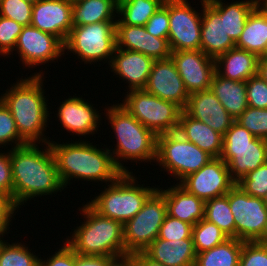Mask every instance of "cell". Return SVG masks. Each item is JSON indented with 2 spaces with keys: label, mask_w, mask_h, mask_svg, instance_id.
I'll return each instance as SVG.
<instances>
[{
  "label": "cell",
  "mask_w": 267,
  "mask_h": 266,
  "mask_svg": "<svg viewBox=\"0 0 267 266\" xmlns=\"http://www.w3.org/2000/svg\"><path fill=\"white\" fill-rule=\"evenodd\" d=\"M15 210H18V208L14 205L12 199L0 194V239L9 230L11 218H14V213H17Z\"/></svg>",
  "instance_id": "c3c4849f"
},
{
  "label": "cell",
  "mask_w": 267,
  "mask_h": 266,
  "mask_svg": "<svg viewBox=\"0 0 267 266\" xmlns=\"http://www.w3.org/2000/svg\"><path fill=\"white\" fill-rule=\"evenodd\" d=\"M126 93V98L120 104L146 128L156 135L178 130L182 112L178 105L152 95L145 89H133Z\"/></svg>",
  "instance_id": "9c48e42d"
},
{
  "label": "cell",
  "mask_w": 267,
  "mask_h": 266,
  "mask_svg": "<svg viewBox=\"0 0 267 266\" xmlns=\"http://www.w3.org/2000/svg\"><path fill=\"white\" fill-rule=\"evenodd\" d=\"M111 257L104 255H82L75 253V266H107Z\"/></svg>",
  "instance_id": "681fc988"
},
{
  "label": "cell",
  "mask_w": 267,
  "mask_h": 266,
  "mask_svg": "<svg viewBox=\"0 0 267 266\" xmlns=\"http://www.w3.org/2000/svg\"><path fill=\"white\" fill-rule=\"evenodd\" d=\"M154 60L140 52L116 48L110 68L119 78L129 83L128 90L144 89Z\"/></svg>",
  "instance_id": "603a6c76"
},
{
  "label": "cell",
  "mask_w": 267,
  "mask_h": 266,
  "mask_svg": "<svg viewBox=\"0 0 267 266\" xmlns=\"http://www.w3.org/2000/svg\"><path fill=\"white\" fill-rule=\"evenodd\" d=\"M116 48L145 54L153 60L168 59L171 48L168 38L154 37L144 26L116 24Z\"/></svg>",
  "instance_id": "d6986e66"
},
{
  "label": "cell",
  "mask_w": 267,
  "mask_h": 266,
  "mask_svg": "<svg viewBox=\"0 0 267 266\" xmlns=\"http://www.w3.org/2000/svg\"><path fill=\"white\" fill-rule=\"evenodd\" d=\"M136 181L137 177L132 172L122 173L87 204L101 216L124 225L141 210L144 202L157 189L154 186H141Z\"/></svg>",
  "instance_id": "8992f818"
},
{
  "label": "cell",
  "mask_w": 267,
  "mask_h": 266,
  "mask_svg": "<svg viewBox=\"0 0 267 266\" xmlns=\"http://www.w3.org/2000/svg\"><path fill=\"white\" fill-rule=\"evenodd\" d=\"M192 225L167 215L160 227L159 239L177 241L192 238Z\"/></svg>",
  "instance_id": "b9f144b4"
},
{
  "label": "cell",
  "mask_w": 267,
  "mask_h": 266,
  "mask_svg": "<svg viewBox=\"0 0 267 266\" xmlns=\"http://www.w3.org/2000/svg\"><path fill=\"white\" fill-rule=\"evenodd\" d=\"M246 92L249 107L267 108V83L258 74L246 81Z\"/></svg>",
  "instance_id": "7bdbcfd3"
},
{
  "label": "cell",
  "mask_w": 267,
  "mask_h": 266,
  "mask_svg": "<svg viewBox=\"0 0 267 266\" xmlns=\"http://www.w3.org/2000/svg\"><path fill=\"white\" fill-rule=\"evenodd\" d=\"M192 238L196 254L212 249L229 239L219 227L204 218L192 227Z\"/></svg>",
  "instance_id": "e575fe53"
},
{
  "label": "cell",
  "mask_w": 267,
  "mask_h": 266,
  "mask_svg": "<svg viewBox=\"0 0 267 266\" xmlns=\"http://www.w3.org/2000/svg\"><path fill=\"white\" fill-rule=\"evenodd\" d=\"M59 177L65 188L70 180L104 181L107 185L123 172L116 166L109 148L101 149L86 140L74 143L49 141ZM108 182V183H107Z\"/></svg>",
  "instance_id": "7a4b0ae2"
},
{
  "label": "cell",
  "mask_w": 267,
  "mask_h": 266,
  "mask_svg": "<svg viewBox=\"0 0 267 266\" xmlns=\"http://www.w3.org/2000/svg\"><path fill=\"white\" fill-rule=\"evenodd\" d=\"M200 2L203 7L200 49L208 57L216 59L236 47V43L225 31L224 15H220V12L208 0Z\"/></svg>",
  "instance_id": "44dd1931"
},
{
  "label": "cell",
  "mask_w": 267,
  "mask_h": 266,
  "mask_svg": "<svg viewBox=\"0 0 267 266\" xmlns=\"http://www.w3.org/2000/svg\"><path fill=\"white\" fill-rule=\"evenodd\" d=\"M154 37L168 38L169 33V0L153 14L144 26Z\"/></svg>",
  "instance_id": "f6af8a7d"
},
{
  "label": "cell",
  "mask_w": 267,
  "mask_h": 266,
  "mask_svg": "<svg viewBox=\"0 0 267 266\" xmlns=\"http://www.w3.org/2000/svg\"><path fill=\"white\" fill-rule=\"evenodd\" d=\"M263 201H264V203H265L266 206H267V193L265 194V196H264V198H263Z\"/></svg>",
  "instance_id": "6f0895ef"
},
{
  "label": "cell",
  "mask_w": 267,
  "mask_h": 266,
  "mask_svg": "<svg viewBox=\"0 0 267 266\" xmlns=\"http://www.w3.org/2000/svg\"><path fill=\"white\" fill-rule=\"evenodd\" d=\"M135 266H165L150 259L144 252L135 253Z\"/></svg>",
  "instance_id": "816d5d0a"
},
{
  "label": "cell",
  "mask_w": 267,
  "mask_h": 266,
  "mask_svg": "<svg viewBox=\"0 0 267 266\" xmlns=\"http://www.w3.org/2000/svg\"><path fill=\"white\" fill-rule=\"evenodd\" d=\"M204 219L214 223L229 238H235V222L227 194L205 201Z\"/></svg>",
  "instance_id": "836d02e7"
},
{
  "label": "cell",
  "mask_w": 267,
  "mask_h": 266,
  "mask_svg": "<svg viewBox=\"0 0 267 266\" xmlns=\"http://www.w3.org/2000/svg\"><path fill=\"white\" fill-rule=\"evenodd\" d=\"M258 75L267 83V60L259 58L258 63Z\"/></svg>",
  "instance_id": "f5cc1de1"
},
{
  "label": "cell",
  "mask_w": 267,
  "mask_h": 266,
  "mask_svg": "<svg viewBox=\"0 0 267 266\" xmlns=\"http://www.w3.org/2000/svg\"><path fill=\"white\" fill-rule=\"evenodd\" d=\"M179 185L204 201L226 195L236 182L231 178L227 164L220 158H212L197 172L191 173Z\"/></svg>",
  "instance_id": "5bb4252c"
},
{
  "label": "cell",
  "mask_w": 267,
  "mask_h": 266,
  "mask_svg": "<svg viewBox=\"0 0 267 266\" xmlns=\"http://www.w3.org/2000/svg\"><path fill=\"white\" fill-rule=\"evenodd\" d=\"M258 63V56L234 47L215 59V72L226 79L246 82L258 74Z\"/></svg>",
  "instance_id": "484cf974"
},
{
  "label": "cell",
  "mask_w": 267,
  "mask_h": 266,
  "mask_svg": "<svg viewBox=\"0 0 267 266\" xmlns=\"http://www.w3.org/2000/svg\"><path fill=\"white\" fill-rule=\"evenodd\" d=\"M227 198L235 222V238L244 242L257 241L267 222V206L263 198L245 193L235 185Z\"/></svg>",
  "instance_id": "7c38bea8"
},
{
  "label": "cell",
  "mask_w": 267,
  "mask_h": 266,
  "mask_svg": "<svg viewBox=\"0 0 267 266\" xmlns=\"http://www.w3.org/2000/svg\"><path fill=\"white\" fill-rule=\"evenodd\" d=\"M14 50L24 66L29 68L56 60L65 52L64 43L58 37L32 25L23 27Z\"/></svg>",
  "instance_id": "9a60e30c"
},
{
  "label": "cell",
  "mask_w": 267,
  "mask_h": 266,
  "mask_svg": "<svg viewBox=\"0 0 267 266\" xmlns=\"http://www.w3.org/2000/svg\"><path fill=\"white\" fill-rule=\"evenodd\" d=\"M189 94L208 90L215 74V59L201 49L172 51L171 56Z\"/></svg>",
  "instance_id": "2e32d148"
},
{
  "label": "cell",
  "mask_w": 267,
  "mask_h": 266,
  "mask_svg": "<svg viewBox=\"0 0 267 266\" xmlns=\"http://www.w3.org/2000/svg\"><path fill=\"white\" fill-rule=\"evenodd\" d=\"M257 7L267 15V0H256ZM263 3V4H262ZM262 5V6H261Z\"/></svg>",
  "instance_id": "11a10c76"
},
{
  "label": "cell",
  "mask_w": 267,
  "mask_h": 266,
  "mask_svg": "<svg viewBox=\"0 0 267 266\" xmlns=\"http://www.w3.org/2000/svg\"><path fill=\"white\" fill-rule=\"evenodd\" d=\"M30 25L65 43L72 28V3L69 0L36 1Z\"/></svg>",
  "instance_id": "ac0fdd59"
},
{
  "label": "cell",
  "mask_w": 267,
  "mask_h": 266,
  "mask_svg": "<svg viewBox=\"0 0 267 266\" xmlns=\"http://www.w3.org/2000/svg\"><path fill=\"white\" fill-rule=\"evenodd\" d=\"M236 47L255 54L259 58L267 48V15L256 7L248 16Z\"/></svg>",
  "instance_id": "f546056e"
},
{
  "label": "cell",
  "mask_w": 267,
  "mask_h": 266,
  "mask_svg": "<svg viewBox=\"0 0 267 266\" xmlns=\"http://www.w3.org/2000/svg\"><path fill=\"white\" fill-rule=\"evenodd\" d=\"M163 4L164 0H118L116 24L145 26Z\"/></svg>",
  "instance_id": "d6a6232c"
},
{
  "label": "cell",
  "mask_w": 267,
  "mask_h": 266,
  "mask_svg": "<svg viewBox=\"0 0 267 266\" xmlns=\"http://www.w3.org/2000/svg\"><path fill=\"white\" fill-rule=\"evenodd\" d=\"M107 108V109H106ZM105 108L106 117L116 135V147L109 149L116 166L123 172L129 173L123 166L125 160L145 161L151 164L156 160L157 135L134 118L124 106L114 104ZM120 159V160H119ZM122 159V160H121Z\"/></svg>",
  "instance_id": "277c9868"
},
{
  "label": "cell",
  "mask_w": 267,
  "mask_h": 266,
  "mask_svg": "<svg viewBox=\"0 0 267 266\" xmlns=\"http://www.w3.org/2000/svg\"><path fill=\"white\" fill-rule=\"evenodd\" d=\"M256 242L267 246V222L261 237Z\"/></svg>",
  "instance_id": "db71d44e"
},
{
  "label": "cell",
  "mask_w": 267,
  "mask_h": 266,
  "mask_svg": "<svg viewBox=\"0 0 267 266\" xmlns=\"http://www.w3.org/2000/svg\"><path fill=\"white\" fill-rule=\"evenodd\" d=\"M235 121L254 136L267 140V108L259 109L248 106Z\"/></svg>",
  "instance_id": "74e56055"
},
{
  "label": "cell",
  "mask_w": 267,
  "mask_h": 266,
  "mask_svg": "<svg viewBox=\"0 0 267 266\" xmlns=\"http://www.w3.org/2000/svg\"><path fill=\"white\" fill-rule=\"evenodd\" d=\"M243 241L229 238L212 249L198 253L195 266H239Z\"/></svg>",
  "instance_id": "1f68e13d"
},
{
  "label": "cell",
  "mask_w": 267,
  "mask_h": 266,
  "mask_svg": "<svg viewBox=\"0 0 267 266\" xmlns=\"http://www.w3.org/2000/svg\"><path fill=\"white\" fill-rule=\"evenodd\" d=\"M85 218L65 243L77 254L116 256L124 253V228L117 220L98 214L87 203L80 208Z\"/></svg>",
  "instance_id": "5b68a950"
},
{
  "label": "cell",
  "mask_w": 267,
  "mask_h": 266,
  "mask_svg": "<svg viewBox=\"0 0 267 266\" xmlns=\"http://www.w3.org/2000/svg\"><path fill=\"white\" fill-rule=\"evenodd\" d=\"M43 145L45 149L39 148L36 143H26L10 150L13 203L17 208L29 199L56 194L65 188L49 143Z\"/></svg>",
  "instance_id": "6da1fadb"
},
{
  "label": "cell",
  "mask_w": 267,
  "mask_h": 266,
  "mask_svg": "<svg viewBox=\"0 0 267 266\" xmlns=\"http://www.w3.org/2000/svg\"><path fill=\"white\" fill-rule=\"evenodd\" d=\"M167 216L165 197L156 189L144 202L141 210L124 225V253H138L158 238Z\"/></svg>",
  "instance_id": "8fae6325"
},
{
  "label": "cell",
  "mask_w": 267,
  "mask_h": 266,
  "mask_svg": "<svg viewBox=\"0 0 267 266\" xmlns=\"http://www.w3.org/2000/svg\"><path fill=\"white\" fill-rule=\"evenodd\" d=\"M116 49V21H105L72 27L64 43L69 51L85 63L108 61ZM99 60V61H98Z\"/></svg>",
  "instance_id": "30bf717a"
},
{
  "label": "cell",
  "mask_w": 267,
  "mask_h": 266,
  "mask_svg": "<svg viewBox=\"0 0 267 266\" xmlns=\"http://www.w3.org/2000/svg\"><path fill=\"white\" fill-rule=\"evenodd\" d=\"M144 253L165 266H195L197 256L193 239L167 241L157 238Z\"/></svg>",
  "instance_id": "d4e9b609"
},
{
  "label": "cell",
  "mask_w": 267,
  "mask_h": 266,
  "mask_svg": "<svg viewBox=\"0 0 267 266\" xmlns=\"http://www.w3.org/2000/svg\"><path fill=\"white\" fill-rule=\"evenodd\" d=\"M220 158L227 164L231 178L237 182L267 162V140L254 136L235 121L223 135Z\"/></svg>",
  "instance_id": "52a82bcc"
},
{
  "label": "cell",
  "mask_w": 267,
  "mask_h": 266,
  "mask_svg": "<svg viewBox=\"0 0 267 266\" xmlns=\"http://www.w3.org/2000/svg\"><path fill=\"white\" fill-rule=\"evenodd\" d=\"M57 109L59 110L56 115L62 127L78 136L95 134L101 123L99 111L80 97L69 96Z\"/></svg>",
  "instance_id": "7402d4cb"
},
{
  "label": "cell",
  "mask_w": 267,
  "mask_h": 266,
  "mask_svg": "<svg viewBox=\"0 0 267 266\" xmlns=\"http://www.w3.org/2000/svg\"><path fill=\"white\" fill-rule=\"evenodd\" d=\"M239 266H267V246L243 241Z\"/></svg>",
  "instance_id": "ee69618b"
},
{
  "label": "cell",
  "mask_w": 267,
  "mask_h": 266,
  "mask_svg": "<svg viewBox=\"0 0 267 266\" xmlns=\"http://www.w3.org/2000/svg\"><path fill=\"white\" fill-rule=\"evenodd\" d=\"M261 58L263 60H267V48H266L265 52L263 53V55L261 56Z\"/></svg>",
  "instance_id": "9f6ffc18"
},
{
  "label": "cell",
  "mask_w": 267,
  "mask_h": 266,
  "mask_svg": "<svg viewBox=\"0 0 267 266\" xmlns=\"http://www.w3.org/2000/svg\"><path fill=\"white\" fill-rule=\"evenodd\" d=\"M115 13L118 14V0H80L72 4V27L117 21Z\"/></svg>",
  "instance_id": "f1b7e54d"
},
{
  "label": "cell",
  "mask_w": 267,
  "mask_h": 266,
  "mask_svg": "<svg viewBox=\"0 0 267 266\" xmlns=\"http://www.w3.org/2000/svg\"><path fill=\"white\" fill-rule=\"evenodd\" d=\"M187 0H169L168 41L171 51L198 50L201 43L202 10Z\"/></svg>",
  "instance_id": "4fadbf2b"
},
{
  "label": "cell",
  "mask_w": 267,
  "mask_h": 266,
  "mask_svg": "<svg viewBox=\"0 0 267 266\" xmlns=\"http://www.w3.org/2000/svg\"><path fill=\"white\" fill-rule=\"evenodd\" d=\"M72 4L75 3V2H78L80 0H69Z\"/></svg>",
  "instance_id": "91938a15"
},
{
  "label": "cell",
  "mask_w": 267,
  "mask_h": 266,
  "mask_svg": "<svg viewBox=\"0 0 267 266\" xmlns=\"http://www.w3.org/2000/svg\"><path fill=\"white\" fill-rule=\"evenodd\" d=\"M43 79L41 71L28 78H21L0 96L15 120L19 135L27 143L46 144L50 141L49 137L43 135L49 120Z\"/></svg>",
  "instance_id": "3957f363"
},
{
  "label": "cell",
  "mask_w": 267,
  "mask_h": 266,
  "mask_svg": "<svg viewBox=\"0 0 267 266\" xmlns=\"http://www.w3.org/2000/svg\"><path fill=\"white\" fill-rule=\"evenodd\" d=\"M236 185L250 196L264 198L267 193V162L248 172Z\"/></svg>",
  "instance_id": "8d00e7d4"
},
{
  "label": "cell",
  "mask_w": 267,
  "mask_h": 266,
  "mask_svg": "<svg viewBox=\"0 0 267 266\" xmlns=\"http://www.w3.org/2000/svg\"><path fill=\"white\" fill-rule=\"evenodd\" d=\"M40 266H75V252L66 244L52 256L43 260L40 257Z\"/></svg>",
  "instance_id": "7dc6e473"
},
{
  "label": "cell",
  "mask_w": 267,
  "mask_h": 266,
  "mask_svg": "<svg viewBox=\"0 0 267 266\" xmlns=\"http://www.w3.org/2000/svg\"><path fill=\"white\" fill-rule=\"evenodd\" d=\"M210 90L234 119L248 107L245 81L226 79L215 72Z\"/></svg>",
  "instance_id": "83f0119b"
},
{
  "label": "cell",
  "mask_w": 267,
  "mask_h": 266,
  "mask_svg": "<svg viewBox=\"0 0 267 266\" xmlns=\"http://www.w3.org/2000/svg\"><path fill=\"white\" fill-rule=\"evenodd\" d=\"M0 194L13 201V179L10 151L0 153Z\"/></svg>",
  "instance_id": "bcb514c9"
},
{
  "label": "cell",
  "mask_w": 267,
  "mask_h": 266,
  "mask_svg": "<svg viewBox=\"0 0 267 266\" xmlns=\"http://www.w3.org/2000/svg\"><path fill=\"white\" fill-rule=\"evenodd\" d=\"M219 12L224 15L225 31L236 43L243 32L246 20L257 7L256 0L236 1L225 4L223 0H208Z\"/></svg>",
  "instance_id": "4dcf8cb0"
},
{
  "label": "cell",
  "mask_w": 267,
  "mask_h": 266,
  "mask_svg": "<svg viewBox=\"0 0 267 266\" xmlns=\"http://www.w3.org/2000/svg\"><path fill=\"white\" fill-rule=\"evenodd\" d=\"M157 190L165 197L167 215L194 226L204 218L205 201L187 192L178 182L168 189Z\"/></svg>",
  "instance_id": "cb8c5ba5"
},
{
  "label": "cell",
  "mask_w": 267,
  "mask_h": 266,
  "mask_svg": "<svg viewBox=\"0 0 267 266\" xmlns=\"http://www.w3.org/2000/svg\"><path fill=\"white\" fill-rule=\"evenodd\" d=\"M107 266H135V253H123L112 256Z\"/></svg>",
  "instance_id": "f907efd6"
},
{
  "label": "cell",
  "mask_w": 267,
  "mask_h": 266,
  "mask_svg": "<svg viewBox=\"0 0 267 266\" xmlns=\"http://www.w3.org/2000/svg\"><path fill=\"white\" fill-rule=\"evenodd\" d=\"M177 132L186 140L208 153L212 158L221 156L223 151V135L202 121L189 117L183 110L179 117Z\"/></svg>",
  "instance_id": "4316f807"
},
{
  "label": "cell",
  "mask_w": 267,
  "mask_h": 266,
  "mask_svg": "<svg viewBox=\"0 0 267 266\" xmlns=\"http://www.w3.org/2000/svg\"><path fill=\"white\" fill-rule=\"evenodd\" d=\"M183 111L222 135L235 122L210 89L189 94Z\"/></svg>",
  "instance_id": "ffe728a7"
},
{
  "label": "cell",
  "mask_w": 267,
  "mask_h": 266,
  "mask_svg": "<svg viewBox=\"0 0 267 266\" xmlns=\"http://www.w3.org/2000/svg\"><path fill=\"white\" fill-rule=\"evenodd\" d=\"M211 159L208 153L177 131L157 135L155 162L176 180L181 181L189 174L197 172Z\"/></svg>",
  "instance_id": "ba28073f"
},
{
  "label": "cell",
  "mask_w": 267,
  "mask_h": 266,
  "mask_svg": "<svg viewBox=\"0 0 267 266\" xmlns=\"http://www.w3.org/2000/svg\"><path fill=\"white\" fill-rule=\"evenodd\" d=\"M33 4L24 0H2L0 2V16L29 26L32 19Z\"/></svg>",
  "instance_id": "ab89813d"
},
{
  "label": "cell",
  "mask_w": 267,
  "mask_h": 266,
  "mask_svg": "<svg viewBox=\"0 0 267 266\" xmlns=\"http://www.w3.org/2000/svg\"><path fill=\"white\" fill-rule=\"evenodd\" d=\"M28 247L20 243L0 244V266H40V259L29 251Z\"/></svg>",
  "instance_id": "d590c367"
},
{
  "label": "cell",
  "mask_w": 267,
  "mask_h": 266,
  "mask_svg": "<svg viewBox=\"0 0 267 266\" xmlns=\"http://www.w3.org/2000/svg\"><path fill=\"white\" fill-rule=\"evenodd\" d=\"M10 142V143H9ZM22 146L27 142L19 135L15 120L8 107L0 99V146L11 145Z\"/></svg>",
  "instance_id": "f35d334b"
},
{
  "label": "cell",
  "mask_w": 267,
  "mask_h": 266,
  "mask_svg": "<svg viewBox=\"0 0 267 266\" xmlns=\"http://www.w3.org/2000/svg\"><path fill=\"white\" fill-rule=\"evenodd\" d=\"M23 27L12 19L0 16V55L5 57L13 53Z\"/></svg>",
  "instance_id": "60d3db41"
},
{
  "label": "cell",
  "mask_w": 267,
  "mask_h": 266,
  "mask_svg": "<svg viewBox=\"0 0 267 266\" xmlns=\"http://www.w3.org/2000/svg\"><path fill=\"white\" fill-rule=\"evenodd\" d=\"M144 89L163 100L175 103L182 110L189 97V93L171 57L154 60Z\"/></svg>",
  "instance_id": "e0dca14e"
},
{
  "label": "cell",
  "mask_w": 267,
  "mask_h": 266,
  "mask_svg": "<svg viewBox=\"0 0 267 266\" xmlns=\"http://www.w3.org/2000/svg\"><path fill=\"white\" fill-rule=\"evenodd\" d=\"M24 1L34 4L38 0H24Z\"/></svg>",
  "instance_id": "680465c9"
}]
</instances>
